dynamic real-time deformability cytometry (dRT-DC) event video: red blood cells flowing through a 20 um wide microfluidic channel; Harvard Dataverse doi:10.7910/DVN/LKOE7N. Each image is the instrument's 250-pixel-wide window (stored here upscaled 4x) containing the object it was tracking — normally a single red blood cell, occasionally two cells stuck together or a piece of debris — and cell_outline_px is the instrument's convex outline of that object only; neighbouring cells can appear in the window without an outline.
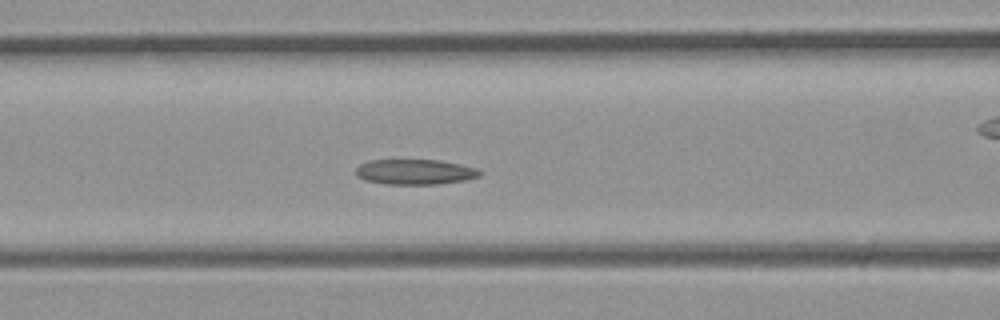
{"species": "common noctule bat (a hibernating species)", "species_latin": "Nyctalus noctula", "temperature_condition": "room temperature", "stored_images_in_passage": 26, "camera_frame_rate_fps": 3000, "um_per_image_px": 0.085, "animal": {"sex": "male", "body_mass_g": 23.1, "forearm_length_mm": 52.7}, "frame": {"image": 1, "passage_image": 8, "time_ms": 2.333, "image_size_px": [1000, 320], "cell_outline_px": [[484, 172], [480, 176], [464, 180], [436, 184], [388, 184], [364, 180], [356, 176], [356, 168], [360, 164], [368, 160], [440, 160], [476, 168]], "centroid_in_image_um": [35.26, 14.61], "position_along_channel_um": 131.3, "area_um2": 18.21}}
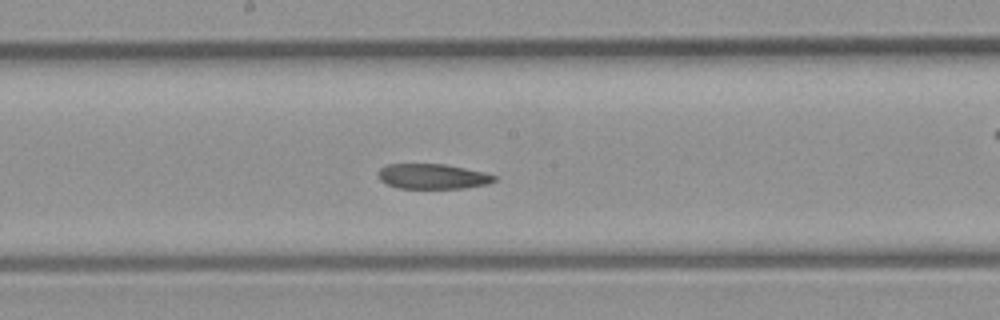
{"frame": {"image": 2, "passage_image": 12, "time_ms": 3.667, "image_size_px": [1000, 320], "cell_outline_px": [[496, 180], [488, 184], [464, 188], [396, 188], [380, 180], [376, 172], [384, 164], [444, 164], [484, 172], [496, 176]], "centroid_in_image_um": [36.73, 14.99], "position_along_channel_um": 211.5, "area_um2": 17.05}}